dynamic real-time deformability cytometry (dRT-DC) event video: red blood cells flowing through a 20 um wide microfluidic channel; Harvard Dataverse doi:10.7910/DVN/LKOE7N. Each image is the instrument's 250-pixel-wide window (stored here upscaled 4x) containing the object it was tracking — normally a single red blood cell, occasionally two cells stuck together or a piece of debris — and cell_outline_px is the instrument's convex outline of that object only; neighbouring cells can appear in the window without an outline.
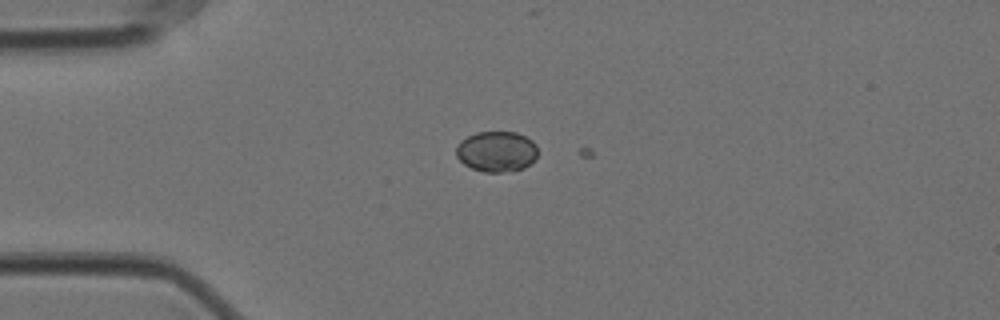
{"species": "Egyptian fruit bat (a non-hibernating species)", "species_latin": "Rousettus aegyptiacus", "temperature_condition": "cold", "stored_images_in_passage": 2, "camera_frame_rate_fps": 3000, "um_per_image_px": 0.085, "animal": {"sex": "female"}, "frame": {"image": 1, "passage_image": 1, "time_ms": 0.0, "image_size_px": [1000, 320], "cell_outline_px": [[536, 156], [524, 168], [500, 172], [484, 172], [472, 168], [464, 164], [456, 156], [456, 148], [460, 140], [476, 132], [516, 132], [532, 140], [536, 144]], "centroid_in_image_um": [42.18, 12.86], "position_along_channel_um": 42.8, "area_um2": 19.13}}